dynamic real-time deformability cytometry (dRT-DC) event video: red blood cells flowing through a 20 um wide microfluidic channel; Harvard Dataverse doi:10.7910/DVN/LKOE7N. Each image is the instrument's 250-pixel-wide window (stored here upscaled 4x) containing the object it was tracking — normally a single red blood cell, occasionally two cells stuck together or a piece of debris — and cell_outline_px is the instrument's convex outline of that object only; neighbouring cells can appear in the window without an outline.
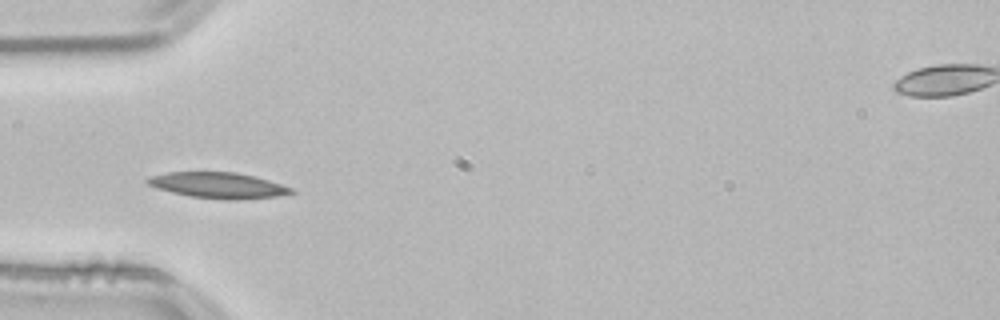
{"species": "common noctule bat (a hibernating species)", "species_latin": "Nyctalus noctula", "temperature_condition": "room temperature", "stored_images_in_passage": 38, "camera_frame_rate_fps": 3000, "um_per_image_px": 0.085, "animal": {"sex": "male", "body_mass_g": 21.5, "forearm_length_mm": 52.0}, "frame": {"image": 1, "passage_image": 1, "time_ms": 0.0, "image_size_px": [1000, 320], "cell_outline_px": [[296, 192], [276, 196], [236, 200], [224, 200], [192, 196], [172, 192], [148, 184], [144, 180], [148, 176], [168, 172], [236, 172], [268, 180], [292, 188]], "centroid_in_image_um": [18.53, 15.75], "position_along_channel_um": 66.5, "area_um2": 21.39}}
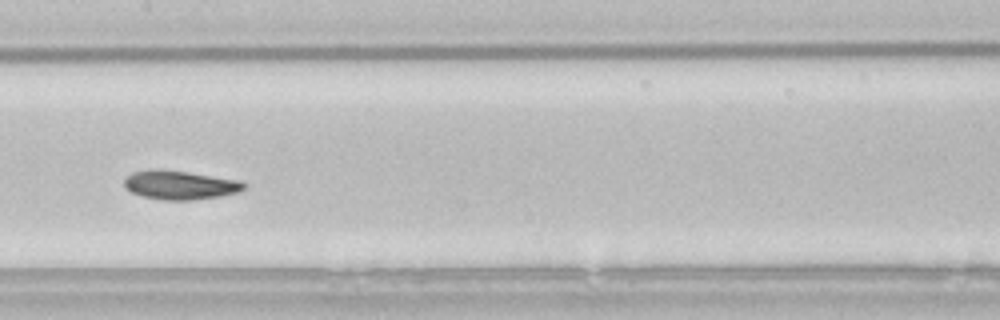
{"frame": {"image": 2, "passage_image": 11, "time_ms": 3.333, "image_size_px": [1000, 320], "cell_outline_px": [[244, 188], [240, 192], [220, 196], [192, 200], [164, 200], [144, 196], [132, 192], [124, 184], [124, 180], [132, 172], [148, 168], [160, 168], [188, 172], [240, 180], [244, 184]], "centroid_in_image_um": [15.29, 15.7], "position_along_channel_um": 192.1, "area_um2": 20.17}}
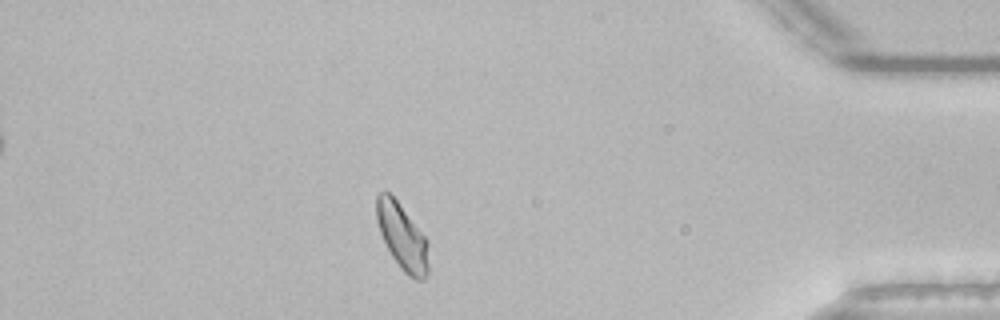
{"frame": {"image": 3, "passage_image": 31, "time_ms": 10.0, "image_size_px": [1000, 320], "cell_outline_px": [[428, 272], [424, 280], [416, 280], [408, 276], [400, 268], [392, 256], [380, 232], [376, 220], [376, 196], [380, 192], [388, 192], [396, 200], [428, 240]], "centroid_in_image_um": [34.2, 20.15], "position_along_channel_um": 401.0, "area_um2": 19.88}, "authors_computed_cell_mechanics": {"area_um2": 19.941, "velocity_mm_per_s": 3.7675, "shape_relaxation_time_tau1_ms": 2.7778, "shape_relaxation_time_tau2_ms": 2.3981, "deformation_change_tau1": 0.118, "deformation_change_tau2": 0.0807}}